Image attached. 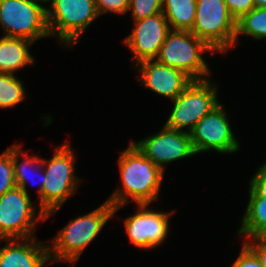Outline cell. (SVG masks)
Segmentation results:
<instances>
[{
	"instance_id": "d4e9b609",
	"label": "cell",
	"mask_w": 266,
	"mask_h": 267,
	"mask_svg": "<svg viewBox=\"0 0 266 267\" xmlns=\"http://www.w3.org/2000/svg\"><path fill=\"white\" fill-rule=\"evenodd\" d=\"M230 14L237 21L242 15L255 8L253 0H224Z\"/></svg>"
},
{
	"instance_id": "603a6c76",
	"label": "cell",
	"mask_w": 266,
	"mask_h": 267,
	"mask_svg": "<svg viewBox=\"0 0 266 267\" xmlns=\"http://www.w3.org/2000/svg\"><path fill=\"white\" fill-rule=\"evenodd\" d=\"M163 0H129L133 20L145 19L162 12Z\"/></svg>"
},
{
	"instance_id": "52a82bcc",
	"label": "cell",
	"mask_w": 266,
	"mask_h": 267,
	"mask_svg": "<svg viewBox=\"0 0 266 267\" xmlns=\"http://www.w3.org/2000/svg\"><path fill=\"white\" fill-rule=\"evenodd\" d=\"M39 0H0V23L5 37L33 42L50 36L46 7Z\"/></svg>"
},
{
	"instance_id": "5b68a950",
	"label": "cell",
	"mask_w": 266,
	"mask_h": 267,
	"mask_svg": "<svg viewBox=\"0 0 266 267\" xmlns=\"http://www.w3.org/2000/svg\"><path fill=\"white\" fill-rule=\"evenodd\" d=\"M213 51L235 47L236 20L224 0H196L195 22L190 30Z\"/></svg>"
},
{
	"instance_id": "5bb4252c",
	"label": "cell",
	"mask_w": 266,
	"mask_h": 267,
	"mask_svg": "<svg viewBox=\"0 0 266 267\" xmlns=\"http://www.w3.org/2000/svg\"><path fill=\"white\" fill-rule=\"evenodd\" d=\"M140 83L153 92L170 98L171 101L182 93L193 81L185 72L159 63L156 59L137 64Z\"/></svg>"
},
{
	"instance_id": "2e32d148",
	"label": "cell",
	"mask_w": 266,
	"mask_h": 267,
	"mask_svg": "<svg viewBox=\"0 0 266 267\" xmlns=\"http://www.w3.org/2000/svg\"><path fill=\"white\" fill-rule=\"evenodd\" d=\"M33 41L24 38L5 37L0 39V73H11L27 64L34 65V57L29 52Z\"/></svg>"
},
{
	"instance_id": "4fadbf2b",
	"label": "cell",
	"mask_w": 266,
	"mask_h": 267,
	"mask_svg": "<svg viewBox=\"0 0 266 267\" xmlns=\"http://www.w3.org/2000/svg\"><path fill=\"white\" fill-rule=\"evenodd\" d=\"M133 22L134 30L123 42L134 54L136 64L154 60L171 30L163 12Z\"/></svg>"
},
{
	"instance_id": "cb8c5ba5",
	"label": "cell",
	"mask_w": 266,
	"mask_h": 267,
	"mask_svg": "<svg viewBox=\"0 0 266 267\" xmlns=\"http://www.w3.org/2000/svg\"><path fill=\"white\" fill-rule=\"evenodd\" d=\"M97 12L100 15L104 13L124 14L129 11V0H94Z\"/></svg>"
},
{
	"instance_id": "30bf717a",
	"label": "cell",
	"mask_w": 266,
	"mask_h": 267,
	"mask_svg": "<svg viewBox=\"0 0 266 267\" xmlns=\"http://www.w3.org/2000/svg\"><path fill=\"white\" fill-rule=\"evenodd\" d=\"M190 136L195 154L209 150L228 154L239 149V143L221 104L197 122Z\"/></svg>"
},
{
	"instance_id": "ba28073f",
	"label": "cell",
	"mask_w": 266,
	"mask_h": 267,
	"mask_svg": "<svg viewBox=\"0 0 266 267\" xmlns=\"http://www.w3.org/2000/svg\"><path fill=\"white\" fill-rule=\"evenodd\" d=\"M211 80H193L188 87L173 99V109L166 127L190 133L198 121L220 103L217 100V86Z\"/></svg>"
},
{
	"instance_id": "9a60e30c",
	"label": "cell",
	"mask_w": 266,
	"mask_h": 267,
	"mask_svg": "<svg viewBox=\"0 0 266 267\" xmlns=\"http://www.w3.org/2000/svg\"><path fill=\"white\" fill-rule=\"evenodd\" d=\"M1 241L10 243L0 248V267H43L50 261L48 244L39 243L34 237Z\"/></svg>"
},
{
	"instance_id": "6da1fadb",
	"label": "cell",
	"mask_w": 266,
	"mask_h": 267,
	"mask_svg": "<svg viewBox=\"0 0 266 267\" xmlns=\"http://www.w3.org/2000/svg\"><path fill=\"white\" fill-rule=\"evenodd\" d=\"M118 161L123 191L118 187L106 200L114 206L113 214L130 199L137 204H150L158 198L164 172L132 142L120 153Z\"/></svg>"
},
{
	"instance_id": "d6986e66",
	"label": "cell",
	"mask_w": 266,
	"mask_h": 267,
	"mask_svg": "<svg viewBox=\"0 0 266 267\" xmlns=\"http://www.w3.org/2000/svg\"><path fill=\"white\" fill-rule=\"evenodd\" d=\"M162 12L170 29L190 31L195 22L196 0H163Z\"/></svg>"
},
{
	"instance_id": "4316f807",
	"label": "cell",
	"mask_w": 266,
	"mask_h": 267,
	"mask_svg": "<svg viewBox=\"0 0 266 267\" xmlns=\"http://www.w3.org/2000/svg\"><path fill=\"white\" fill-rule=\"evenodd\" d=\"M250 188L259 196L266 198V162L250 180Z\"/></svg>"
},
{
	"instance_id": "83f0119b",
	"label": "cell",
	"mask_w": 266,
	"mask_h": 267,
	"mask_svg": "<svg viewBox=\"0 0 266 267\" xmlns=\"http://www.w3.org/2000/svg\"><path fill=\"white\" fill-rule=\"evenodd\" d=\"M250 240L247 239L245 244L257 255L262 266L266 267V237H255Z\"/></svg>"
},
{
	"instance_id": "3957f363",
	"label": "cell",
	"mask_w": 266,
	"mask_h": 267,
	"mask_svg": "<svg viewBox=\"0 0 266 267\" xmlns=\"http://www.w3.org/2000/svg\"><path fill=\"white\" fill-rule=\"evenodd\" d=\"M46 180L42 190V212L46 220L75 193L79 179L75 172V155L66 142L57 147L50 160L42 159Z\"/></svg>"
},
{
	"instance_id": "484cf974",
	"label": "cell",
	"mask_w": 266,
	"mask_h": 267,
	"mask_svg": "<svg viewBox=\"0 0 266 267\" xmlns=\"http://www.w3.org/2000/svg\"><path fill=\"white\" fill-rule=\"evenodd\" d=\"M232 267H263L257 255L246 245L243 244L242 251L234 261Z\"/></svg>"
},
{
	"instance_id": "277c9868",
	"label": "cell",
	"mask_w": 266,
	"mask_h": 267,
	"mask_svg": "<svg viewBox=\"0 0 266 267\" xmlns=\"http://www.w3.org/2000/svg\"><path fill=\"white\" fill-rule=\"evenodd\" d=\"M212 50L206 42L191 31L171 29L156 60L185 72L193 80H207L206 76L210 71L201 53L211 51L215 54Z\"/></svg>"
},
{
	"instance_id": "f1b7e54d",
	"label": "cell",
	"mask_w": 266,
	"mask_h": 267,
	"mask_svg": "<svg viewBox=\"0 0 266 267\" xmlns=\"http://www.w3.org/2000/svg\"><path fill=\"white\" fill-rule=\"evenodd\" d=\"M255 8H266V0H253Z\"/></svg>"
},
{
	"instance_id": "44dd1931",
	"label": "cell",
	"mask_w": 266,
	"mask_h": 267,
	"mask_svg": "<svg viewBox=\"0 0 266 267\" xmlns=\"http://www.w3.org/2000/svg\"><path fill=\"white\" fill-rule=\"evenodd\" d=\"M23 83L11 73H0V108L13 107L25 99Z\"/></svg>"
},
{
	"instance_id": "ffe728a7",
	"label": "cell",
	"mask_w": 266,
	"mask_h": 267,
	"mask_svg": "<svg viewBox=\"0 0 266 267\" xmlns=\"http://www.w3.org/2000/svg\"><path fill=\"white\" fill-rule=\"evenodd\" d=\"M239 35L250 36L255 39L266 38V8H253L236 21V41Z\"/></svg>"
},
{
	"instance_id": "8992f818",
	"label": "cell",
	"mask_w": 266,
	"mask_h": 267,
	"mask_svg": "<svg viewBox=\"0 0 266 267\" xmlns=\"http://www.w3.org/2000/svg\"><path fill=\"white\" fill-rule=\"evenodd\" d=\"M47 24L50 36H57L61 43L76 44L85 29L99 14L94 0H50Z\"/></svg>"
},
{
	"instance_id": "9c48e42d",
	"label": "cell",
	"mask_w": 266,
	"mask_h": 267,
	"mask_svg": "<svg viewBox=\"0 0 266 267\" xmlns=\"http://www.w3.org/2000/svg\"><path fill=\"white\" fill-rule=\"evenodd\" d=\"M34 206L30 196L18 186L4 193L0 197V239L34 237L36 221L46 220L41 210L35 214Z\"/></svg>"
},
{
	"instance_id": "7c38bea8",
	"label": "cell",
	"mask_w": 266,
	"mask_h": 267,
	"mask_svg": "<svg viewBox=\"0 0 266 267\" xmlns=\"http://www.w3.org/2000/svg\"><path fill=\"white\" fill-rule=\"evenodd\" d=\"M149 204H137L135 215L125 219L124 225L129 241L138 248L152 249L165 241L168 234L170 214L148 209Z\"/></svg>"
},
{
	"instance_id": "7402d4cb",
	"label": "cell",
	"mask_w": 266,
	"mask_h": 267,
	"mask_svg": "<svg viewBox=\"0 0 266 267\" xmlns=\"http://www.w3.org/2000/svg\"><path fill=\"white\" fill-rule=\"evenodd\" d=\"M16 185L11 147L0 155V197Z\"/></svg>"
},
{
	"instance_id": "ac0fdd59",
	"label": "cell",
	"mask_w": 266,
	"mask_h": 267,
	"mask_svg": "<svg viewBox=\"0 0 266 267\" xmlns=\"http://www.w3.org/2000/svg\"><path fill=\"white\" fill-rule=\"evenodd\" d=\"M22 146L20 145H13L11 146V158H12V163H13V168H14V175H15V182L16 185L18 187H20L22 190H24V192L28 194L27 188H26V184L28 183V180H32L33 178H31V176L29 175V172L31 170V172L39 174L42 176V180H38L40 182V189L38 191V196L40 198V205H39V210L42 211V190H43V185L45 183L46 180V174L43 170V161L42 158L39 159L38 156L34 155L33 157H31L30 155L26 154L25 152L22 154L20 153L22 151L21 149ZM21 156H24V159L22 161V164L19 163V156L20 154ZM32 167H36V168H32ZM38 167V168H37ZM29 169V171H28ZM30 180V181H31ZM34 181V180H33Z\"/></svg>"
},
{
	"instance_id": "7a4b0ae2",
	"label": "cell",
	"mask_w": 266,
	"mask_h": 267,
	"mask_svg": "<svg viewBox=\"0 0 266 267\" xmlns=\"http://www.w3.org/2000/svg\"><path fill=\"white\" fill-rule=\"evenodd\" d=\"M113 211L114 206L106 201L89 214L71 220L52 239V243H48L50 262L66 261L74 265L107 221L115 216Z\"/></svg>"
},
{
	"instance_id": "e0dca14e",
	"label": "cell",
	"mask_w": 266,
	"mask_h": 267,
	"mask_svg": "<svg viewBox=\"0 0 266 267\" xmlns=\"http://www.w3.org/2000/svg\"><path fill=\"white\" fill-rule=\"evenodd\" d=\"M238 234L249 239L266 237V198L259 197L250 187L249 202Z\"/></svg>"
},
{
	"instance_id": "8fae6325",
	"label": "cell",
	"mask_w": 266,
	"mask_h": 267,
	"mask_svg": "<svg viewBox=\"0 0 266 267\" xmlns=\"http://www.w3.org/2000/svg\"><path fill=\"white\" fill-rule=\"evenodd\" d=\"M132 143L164 172V165L195 155L190 133L166 127L144 140Z\"/></svg>"
},
{
	"instance_id": "f546056e",
	"label": "cell",
	"mask_w": 266,
	"mask_h": 267,
	"mask_svg": "<svg viewBox=\"0 0 266 267\" xmlns=\"http://www.w3.org/2000/svg\"><path fill=\"white\" fill-rule=\"evenodd\" d=\"M42 1L43 3L49 2L50 0H39Z\"/></svg>"
}]
</instances>
